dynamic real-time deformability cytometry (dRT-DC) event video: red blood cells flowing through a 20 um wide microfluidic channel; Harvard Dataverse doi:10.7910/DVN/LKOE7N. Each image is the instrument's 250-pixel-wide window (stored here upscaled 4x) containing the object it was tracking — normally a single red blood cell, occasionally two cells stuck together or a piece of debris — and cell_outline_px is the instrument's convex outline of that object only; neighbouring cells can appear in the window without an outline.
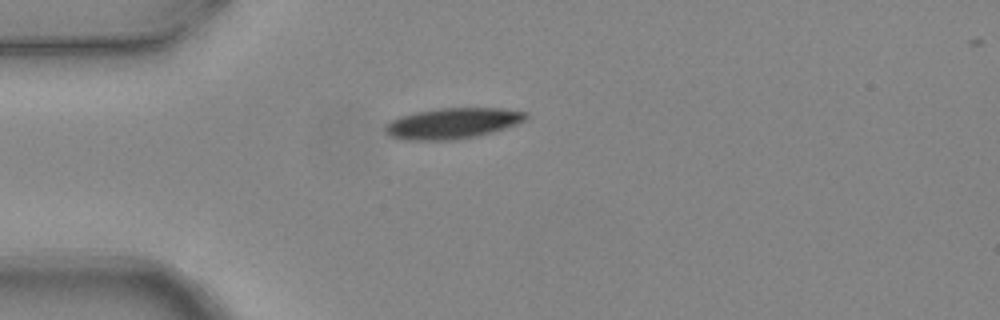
{"species": "common noctule bat (a hibernating species)", "species_latin": "Nyctalus noctula", "temperature_condition": "warm", "stored_images_in_passage": 1, "camera_frame_rate_fps": 3000, "um_per_image_px": 0.085, "animal": {"sex": "female", "body_mass_g": 24.6, "forearm_length_mm": 56.2}, "frame": {"image": 1, "passage_image": 1, "time_ms": 0.0, "image_size_px": [1000, 320], "cell_outline_px": [[528, 116], [524, 120], [516, 124], [492, 132], [476, 136], [452, 140], [400, 140], [388, 136], [384, 132], [384, 124], [400, 116], [416, 112], [440, 108], [500, 108], [524, 112]], "centroid_in_image_um": [38.38, 10.49], "position_along_channel_um": 46.6, "area_um2": 25.2}}